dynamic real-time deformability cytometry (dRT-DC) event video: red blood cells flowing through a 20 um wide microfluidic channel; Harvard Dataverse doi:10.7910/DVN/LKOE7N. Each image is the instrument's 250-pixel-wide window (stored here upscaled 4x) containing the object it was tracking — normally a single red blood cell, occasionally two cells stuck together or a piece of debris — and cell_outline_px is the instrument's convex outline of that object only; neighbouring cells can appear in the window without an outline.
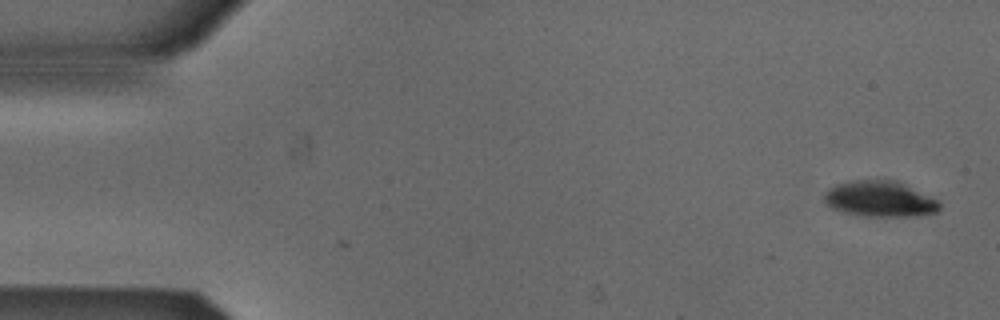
{"species": "Egyptian fruit bat (a non-hibernating species)", "species_latin": "Rousettus aegyptiacus", "temperature_condition": "cold", "stored_images_in_passage": 40, "camera_frame_rate_fps": 3000, "um_per_image_px": 0.085, "animal": {"sex": "male"}, "frame": {"image": 1, "passage_image": 1, "time_ms": 0.0, "image_size_px": [1000, 320], "cell_outline_px": [[940, 208], [936, 212], [920, 216], [864, 216], [844, 212], [832, 208], [824, 200], [824, 192], [828, 188], [836, 184], [848, 180], [896, 180], [932, 196], [940, 200]], "centroid_in_image_um": [74.81, 16.9], "position_along_channel_um": 10.2, "area_um2": 24.33}}
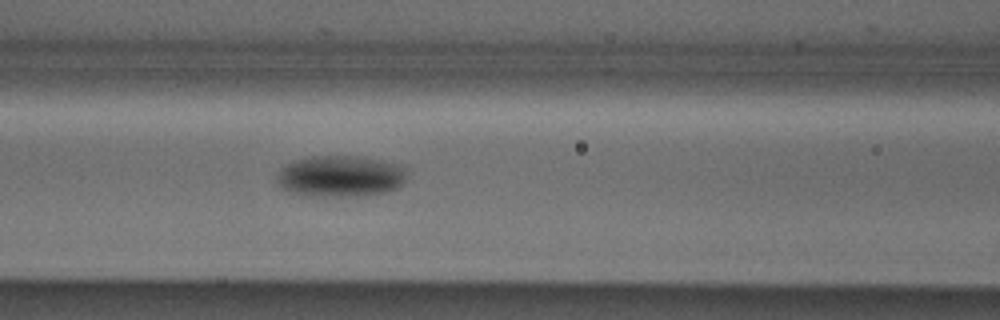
{"frame": {"image": 2, "passage_image": 21, "time_ms": 6.667, "image_size_px": [1000, 320], "cell_outline_px": [[408, 176], [396, 188], [384, 192], [364, 196], [308, 196], [292, 192], [280, 188], [276, 184], [276, 180], [280, 168], [296, 160], [312, 156], [356, 156], [380, 160], [400, 164], [404, 168]], "centroid_in_image_um": [28.92, 14.98], "position_along_channel_um": 137.7, "area_um2": 31.44}}
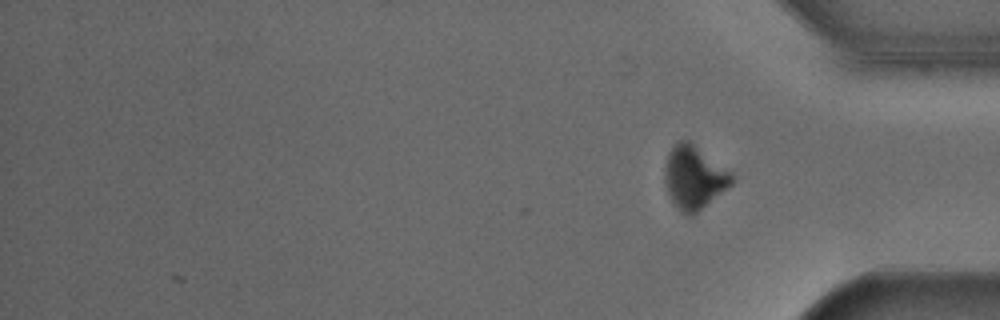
{"frame": {"image": 3, "passage_image": 40, "time_ms": 13.0, "image_size_px": [1000, 320], "cell_outline_px": [[732, 184], [696, 212], [688, 216], [680, 212], [672, 200], [668, 192], [664, 180], [664, 172], [668, 152], [680, 140], [688, 140], [732, 172]], "centroid_in_image_um": [58.97, 15.07], "position_along_channel_um": 376.2, "area_um2": 24.16}, "authors_computed_cell_mechanics": {"area_um2": 28.0619, "velocity_mm_per_s": 3.8514, "shape_relaxation_time_tau1_ms": 2.761, "shape_relaxation_time_tau2_ms": null, "deformation_change_tau1": 0.0957, "deformation_change_tau2": null}}